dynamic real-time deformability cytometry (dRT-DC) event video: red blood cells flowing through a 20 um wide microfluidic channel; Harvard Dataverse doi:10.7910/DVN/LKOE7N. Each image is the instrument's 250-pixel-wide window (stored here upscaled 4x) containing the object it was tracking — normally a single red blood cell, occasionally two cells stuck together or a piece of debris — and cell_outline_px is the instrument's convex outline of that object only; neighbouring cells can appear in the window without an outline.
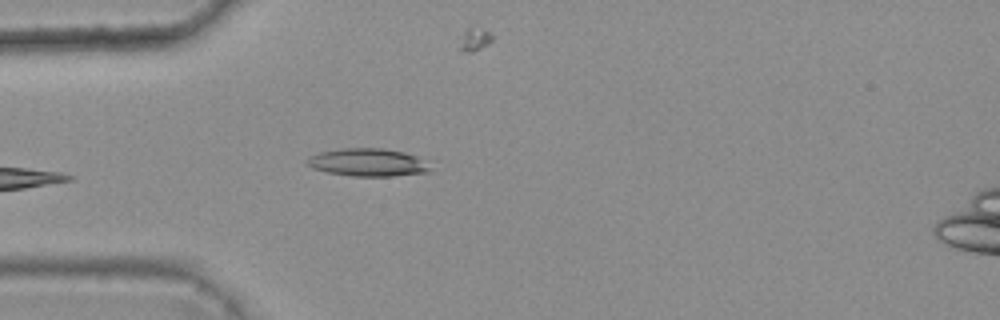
{"species": "common noctule bat (a hibernating species)", "species_latin": "Nyctalus noctula", "temperature_condition": "warm", "stored_images_in_passage": 5, "camera_frame_rate_fps": 3000, "um_per_image_px": 0.085, "animal": {"sex": "female", "body_mass_g": 25.1}, "frame": {"image": 1, "passage_image": 5, "time_ms": 1.333, "image_size_px": [1000, 320], "cell_outline_px": [[432, 172], [392, 176], [352, 176], [328, 172], [312, 168], [304, 164], [304, 160], [308, 156], [320, 152], [344, 148], [384, 148], [404, 152], [416, 156], [432, 168]], "centroid_in_image_um": [31.23, 13.8], "position_along_channel_um": 53.8, "area_um2": 20.11}}